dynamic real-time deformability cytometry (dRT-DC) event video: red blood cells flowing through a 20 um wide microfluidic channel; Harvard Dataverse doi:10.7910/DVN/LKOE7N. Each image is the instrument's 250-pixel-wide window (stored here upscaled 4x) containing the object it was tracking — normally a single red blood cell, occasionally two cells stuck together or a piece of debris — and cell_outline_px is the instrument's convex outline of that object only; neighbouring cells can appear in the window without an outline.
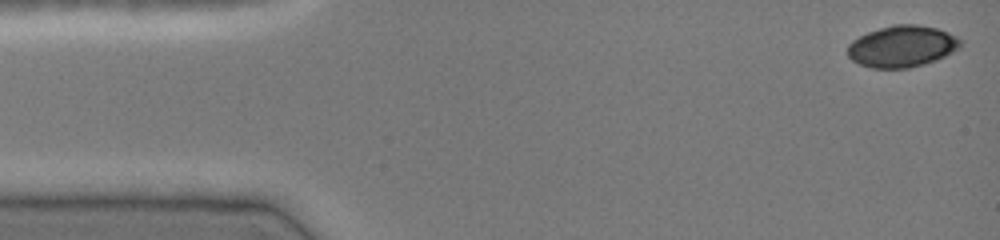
{"species": "common noctule bat (a hibernating species)", "species_latin": "Nyctalus noctula", "temperature_condition": "cold", "stored_images_in_passage": 44, "camera_frame_rate_fps": 3000, "um_per_image_px": 0.085, "animal": {"sex": "female", "body_mass_g": 19.0, "forearm_length_mm": 51.5}, "frame": {"image": 1, "passage_image": 1, "time_ms": 0.0, "image_size_px": [1000, 240], "cell_outline_px": [[964, 40], [960, 48], [936, 60], [924, 64], [908, 68], [872, 68], [860, 64], [852, 60], [848, 56], [848, 44], [852, 40], [868, 32], [892, 24], [916, 24], [936, 28], [948, 32]], "centroid_in_image_um": [76.7, 3.93], "position_along_channel_um": 8.3, "area_um2": 27.4}}
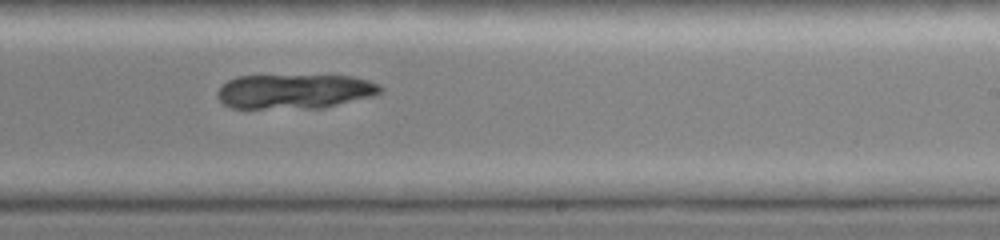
{"frame": {"image": 2, "passage_image": 28, "time_ms": 9.0, "image_size_px": [1000, 240], "cell_outline_px": [[384, 88], [380, 92], [372, 96], [324, 108], [232, 108], [224, 104], [216, 96], [216, 92], [228, 80], [236, 76], [352, 76], [368, 80], [380, 84]], "centroid_in_image_um": [25.05, 7.77], "position_along_channel_um": 264.0, "area_um2": 32.83}}
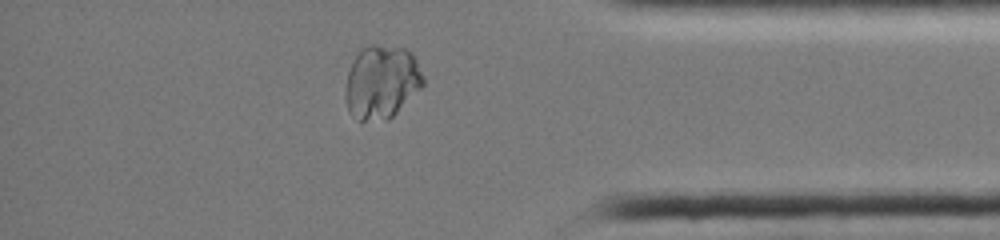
{"frame": {"image": 3, "passage_image": 39, "time_ms": 12.667, "image_size_px": [1000, 240], "cell_outline_px": [[424, 84], [388, 120], [360, 120], [352, 116], [348, 112], [344, 96], [344, 88], [348, 72], [356, 56], [368, 44], [376, 44], [404, 48], [412, 52], [424, 76]], "centroid_in_image_um": [32.42, 6.96], "position_along_channel_um": 402.8, "area_um2": 33.29}}